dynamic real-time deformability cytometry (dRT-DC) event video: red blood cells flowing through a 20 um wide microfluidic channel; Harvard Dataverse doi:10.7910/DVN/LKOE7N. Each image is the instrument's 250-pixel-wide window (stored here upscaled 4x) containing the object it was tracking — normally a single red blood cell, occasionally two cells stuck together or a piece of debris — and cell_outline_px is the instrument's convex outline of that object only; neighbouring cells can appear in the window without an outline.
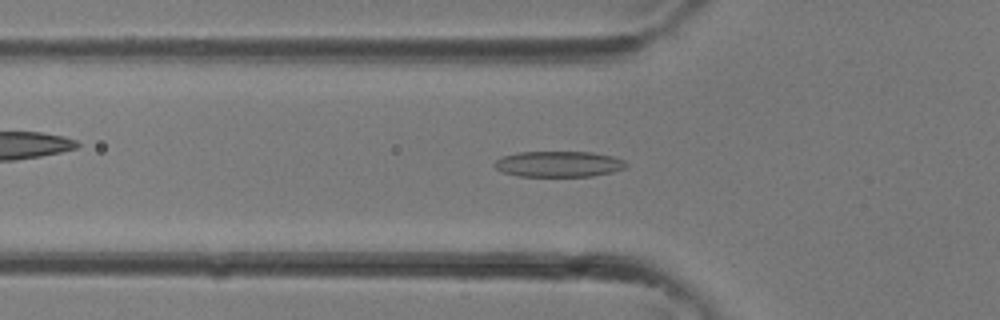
{"species": "common noctule bat (a hibernating species)", "species_latin": "Nyctalus noctula", "temperature_condition": "room temperature", "stored_images_in_passage": 33, "camera_frame_rate_fps": 3000, "um_per_image_px": 0.085, "animal": {"sex": "female"}, "frame": {"image": 1, "passage_image": 11, "time_ms": 3.333, "image_size_px": [1000, 320], "cell_outline_px": [[628, 164], [624, 168], [612, 172], [592, 176], [516, 176], [504, 172], [496, 168], [492, 164], [500, 156], [516, 152], [592, 152], [612, 156], [624, 160]], "centroid_in_image_um": [47.46, 13.94], "position_along_channel_um": 78.3, "area_um2": 19.88}}
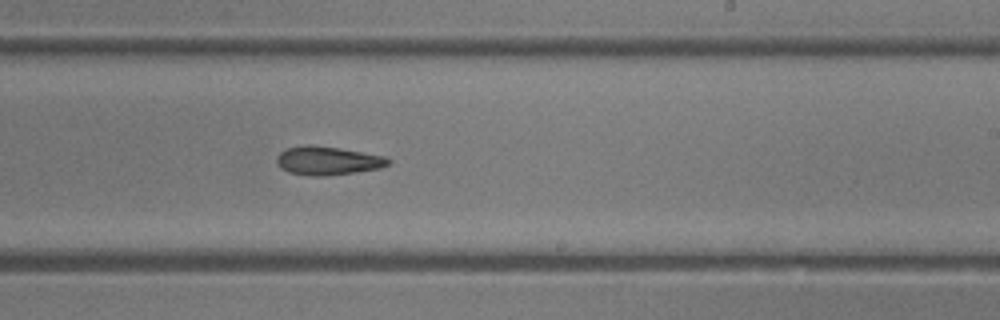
{"frame": {"image": 2, "passage_image": 20, "time_ms": 6.333, "image_size_px": [1000, 320], "cell_outline_px": [[392, 160], [388, 164], [380, 168], [356, 172], [324, 176], [312, 176], [288, 172], [280, 168], [276, 160], [276, 156], [280, 152], [288, 148], [304, 144], [312, 144], [340, 148], [384, 156]], "centroid_in_image_um": [27.83, 13.65], "position_along_channel_um": 261.2, "area_um2": 18.67}}
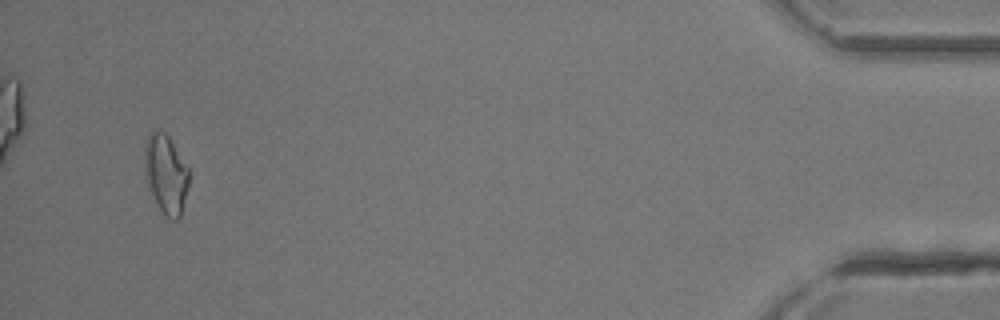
{"frame": {"image": 3, "passage_image": 32, "time_ms": 10.333, "image_size_px": [1000, 320], "cell_outline_px": [[188, 184], [180, 216], [176, 220], [172, 220], [160, 208], [152, 196], [148, 188], [144, 176], [144, 144], [148, 132], [152, 128], [164, 132], [168, 136], [188, 168]], "centroid_in_image_um": [14.04, 14.72], "position_along_channel_um": 421.2, "area_um2": 20.4}}